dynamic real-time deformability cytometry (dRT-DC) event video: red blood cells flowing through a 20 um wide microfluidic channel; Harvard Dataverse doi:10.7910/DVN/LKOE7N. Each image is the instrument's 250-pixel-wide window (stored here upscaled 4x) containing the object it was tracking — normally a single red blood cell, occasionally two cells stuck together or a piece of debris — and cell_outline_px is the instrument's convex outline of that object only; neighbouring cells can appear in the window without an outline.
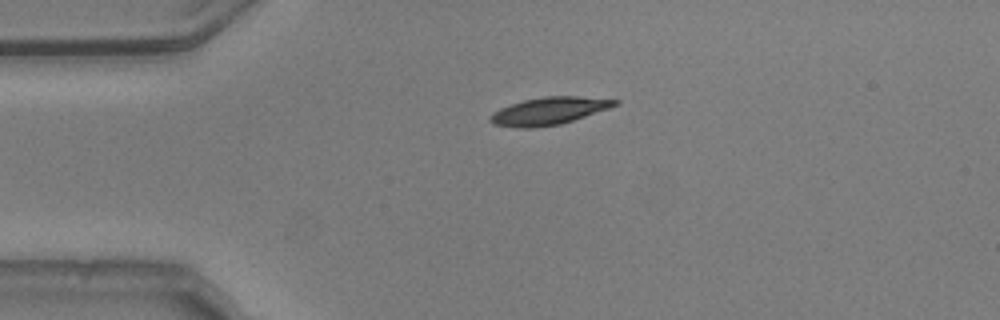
{"species": "common noctule bat (a hibernating species)", "species_latin": "Nyctalus noctula", "temperature_condition": "warm", "stored_images_in_passage": 31, "camera_frame_rate_fps": 3000, "um_per_image_px": 0.085, "animal": {"sex": "male", "body_mass_g": 20.5, "forearm_length_mm": 52.5}, "frame": {"image": 1, "passage_image": 1, "time_ms": 0.0, "image_size_px": [1000, 320], "cell_outline_px": [[620, 104], [560, 124], [536, 128], [516, 128], [492, 124], [488, 120], [488, 116], [492, 112], [500, 108], [524, 100], [544, 96], [580, 96], [620, 100]], "centroid_in_image_um": [46.61, 9.43], "position_along_channel_um": 38.4, "area_um2": 20.0}}
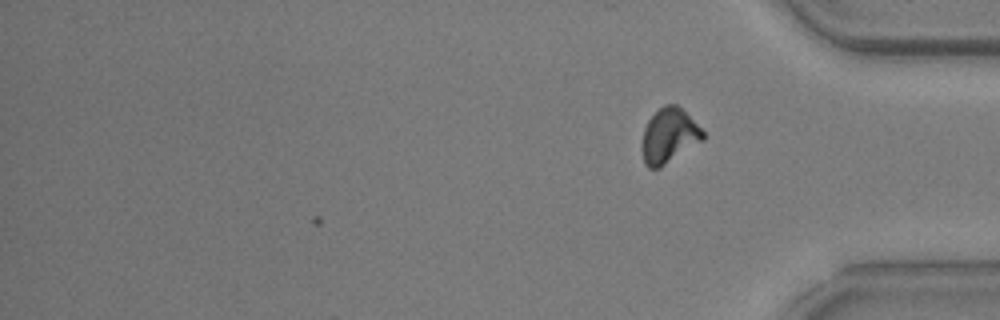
{"frame": {"image": 2, "passage_image": 31, "time_ms": 10.0, "image_size_px": [1000, 320], "cell_outline_px": [[704, 140], [660, 168], [648, 168], [644, 164], [640, 148], [644, 128], [648, 120], [664, 104], [676, 104], [704, 132]], "centroid_in_image_um": [56.83, 11.58], "position_along_channel_um": 378.4, "area_um2": 19.42}, "authors_computed_cell_mechanics": {"area_um2": 19.652, "velocity_mm_per_s": 3.7544, "shape_relaxation_time_tau1_ms": 5.8428, "shape_relaxation_time_tau2_ms": 4.7754, "deformation_change_tau1": 0.1883, "deformation_change_tau2": 0.1041}}